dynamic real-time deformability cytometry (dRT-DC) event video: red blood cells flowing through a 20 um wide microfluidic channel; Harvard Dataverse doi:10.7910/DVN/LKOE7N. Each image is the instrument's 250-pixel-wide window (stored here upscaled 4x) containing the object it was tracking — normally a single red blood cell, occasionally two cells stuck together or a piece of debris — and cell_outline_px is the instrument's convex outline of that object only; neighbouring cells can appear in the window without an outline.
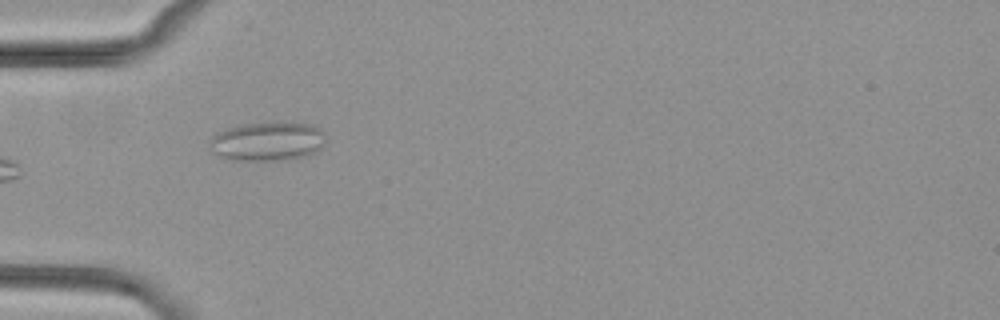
{"species": "common noctule bat (a hibernating species)", "species_latin": "Nyctalus noctula", "temperature_condition": "cold", "stored_images_in_passage": 8, "camera_frame_rate_fps": 3000, "um_per_image_px": 0.085, "animal": {"sex": "female", "body_mass_g": 29.2, "forearm_length_mm": 56.3}, "frame": {"image": 1, "passage_image": 4, "time_ms": 4.333, "image_size_px": [1000, 320], "cell_outline_px": [[324, 144], [316, 152], [300, 156], [272, 160], [232, 160], [220, 156], [212, 152], [208, 144], [208, 140], [216, 132], [228, 128], [244, 124], [312, 124], [320, 132], [324, 140]], "centroid_in_image_um": [22.62, 12.04], "position_along_channel_um": 62.4, "area_um2": 25.49}}
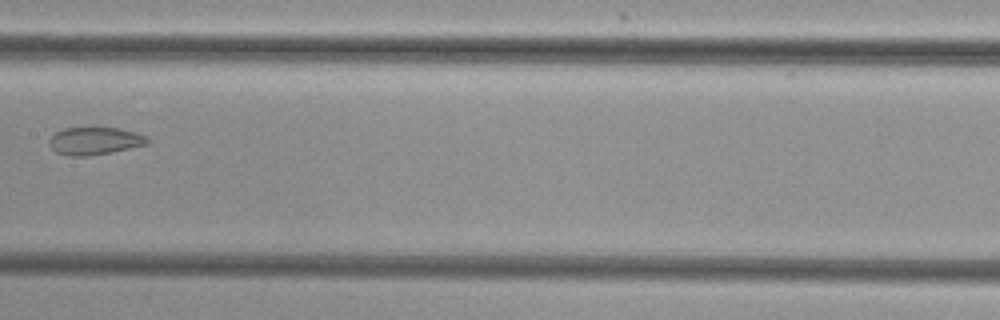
{"frame": {"image": 2, "passage_image": 7, "time_ms": 8.0, "image_size_px": [1000, 320], "cell_outline_px": [[148, 144], [108, 152], [84, 156], [68, 156], [56, 152], [48, 144], [48, 140], [56, 132], [64, 128], [88, 124], [120, 128], [136, 132], [148, 136]], "centroid_in_image_um": [8.02, 11.91], "position_along_channel_um": 199.4, "area_um2": 16.42}}
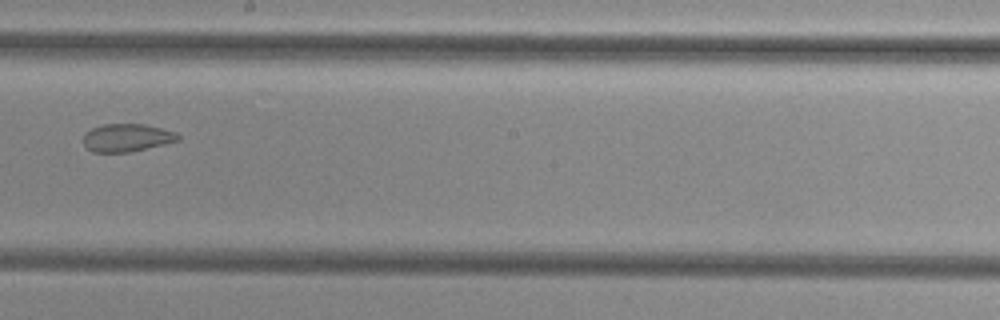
{"frame": {"image": 3, "passage_image": 8, "time_ms": 9.0, "image_size_px": [1000, 320], "cell_outline_px": [[180, 140], [132, 152], [92, 152], [84, 144], [84, 132], [92, 128], [104, 124], [144, 124], [176, 132], [180, 136]], "centroid_in_image_um": [10.79, 11.71], "position_along_channel_um": 237.4, "area_um2": 15.37}}